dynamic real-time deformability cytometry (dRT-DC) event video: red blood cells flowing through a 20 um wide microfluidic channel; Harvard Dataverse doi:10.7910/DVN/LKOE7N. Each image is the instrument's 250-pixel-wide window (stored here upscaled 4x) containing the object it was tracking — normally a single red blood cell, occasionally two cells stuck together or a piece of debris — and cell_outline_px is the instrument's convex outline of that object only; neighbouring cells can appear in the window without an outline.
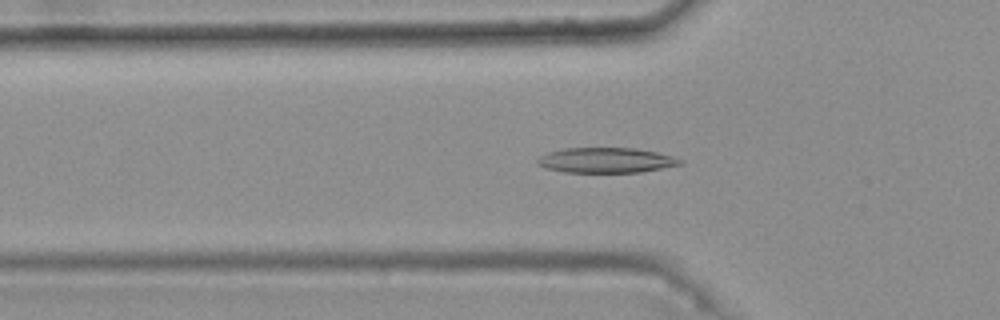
{"species": "common noctule bat (a hibernating species)", "species_latin": "Nyctalus noctula", "temperature_condition": "warm", "stored_images_in_passage": 47, "camera_frame_rate_fps": 3000, "um_per_image_px": 0.085, "animal": {"sex": "female", "body_mass_g": 25.1}, "frame": {"image": 1, "passage_image": 18, "time_ms": 5.667, "image_size_px": [1000, 320], "cell_outline_px": [[684, 164], [640, 172], [564, 172], [544, 168], [536, 164], [536, 160], [540, 156], [548, 152], [564, 148], [636, 148], [656, 152], [672, 156], [684, 160]], "centroid_in_image_um": [51.5, 13.62], "position_along_channel_um": 74.3, "area_um2": 21.04}}
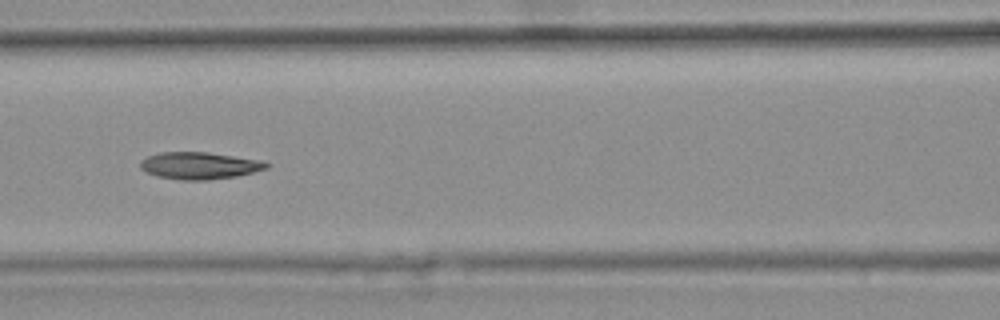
{"frame": {"image": 2, "passage_image": 24, "time_ms": 7.667, "image_size_px": [1000, 320], "cell_outline_px": [[268, 168], [236, 176], [208, 180], [180, 180], [156, 176], [140, 168], [140, 160], [148, 156], [160, 152], [208, 152], [260, 160], [268, 164]], "centroid_in_image_um": [16.91, 14.07], "position_along_channel_um": 149.7, "area_um2": 19.77}}
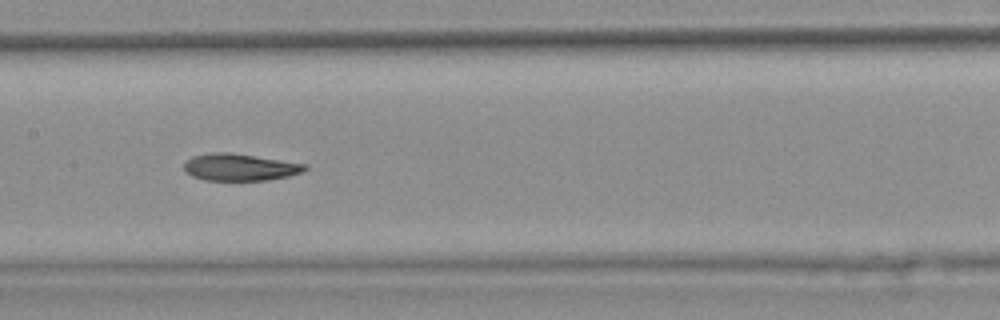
{"frame": {"image": 3, "passage_image": 27, "time_ms": 8.667, "image_size_px": [1000, 320], "cell_outline_px": [[308, 168], [304, 172], [288, 176], [268, 180], [204, 180], [192, 176], [184, 172], [184, 164], [192, 156], [212, 152], [228, 152], [308, 164]], "centroid_in_image_um": [20.39, 14.21], "position_along_channel_um": 187.0, "area_um2": 19.07}, "authors_computed_cell_mechanics": {"area_um2": 20.0566, "velocity_mm_per_s": 3.749, "shape_relaxation_time_tau1_ms": 7.9314, "shape_relaxation_time_tau2_ms": 3.1383, "deformation_change_tau1": 0.2066, "deformation_change_tau2": 0.0923}}